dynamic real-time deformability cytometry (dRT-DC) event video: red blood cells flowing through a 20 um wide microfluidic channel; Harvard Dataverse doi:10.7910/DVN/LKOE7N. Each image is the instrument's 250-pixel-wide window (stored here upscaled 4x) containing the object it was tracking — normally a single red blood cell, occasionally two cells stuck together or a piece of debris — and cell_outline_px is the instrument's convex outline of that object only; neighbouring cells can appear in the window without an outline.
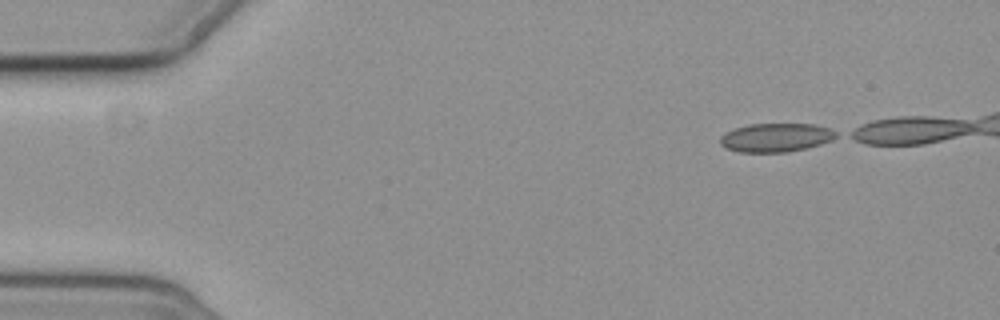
{"species": "common noctule bat (a hibernating species)", "species_latin": "Nyctalus noctula", "temperature_condition": "cold", "stored_images_in_passage": 6, "camera_frame_rate_fps": 3000, "um_per_image_px": 0.085, "animal": {"sex": "female", "body_mass_g": 19.3, "forearm_length_mm": 54.1}, "frame": {"image": 1, "passage_image": 1, "time_ms": 0.0, "image_size_px": [1000, 320], "cell_outline_px": [[840, 136], [832, 140], [820, 144], [788, 152], [740, 152], [724, 148], [720, 144], [720, 136], [724, 132], [748, 124], [816, 124], [832, 128], [840, 132]], "centroid_in_image_um": [65.99, 11.68], "position_along_channel_um": 19.0, "area_um2": 19.71}}